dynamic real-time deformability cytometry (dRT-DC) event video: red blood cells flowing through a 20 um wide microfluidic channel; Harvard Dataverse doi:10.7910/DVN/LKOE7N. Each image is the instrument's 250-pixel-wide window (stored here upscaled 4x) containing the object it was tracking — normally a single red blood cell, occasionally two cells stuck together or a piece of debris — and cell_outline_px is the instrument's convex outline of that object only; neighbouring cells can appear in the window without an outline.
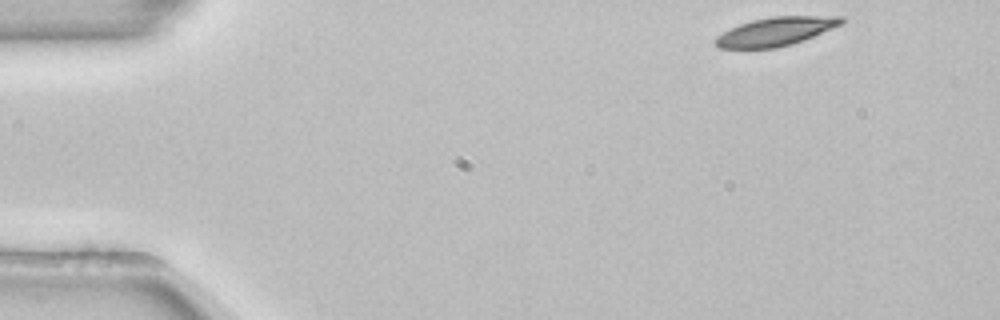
{"species": "common noctule bat (a hibernating species)", "species_latin": "Nyctalus noctula", "temperature_condition": "room temperature", "stored_images_in_passage": 49, "camera_frame_rate_fps": 3000, "um_per_image_px": 0.085, "animal": {"sex": "female", "body_mass_g": 22.7, "forearm_length_mm": 54.2}, "frame": {"image": 1, "passage_image": 1, "time_ms": 0.0, "image_size_px": [1000, 320], "cell_outline_px": [[844, 20], [840, 24], [832, 28], [804, 40], [792, 44], [776, 48], [720, 48], [712, 40], [716, 36], [740, 24], [752, 20], [772, 16], [844, 16]], "centroid_in_image_um": [65.92, 2.67], "position_along_channel_um": 19.1, "area_um2": 20.81}}
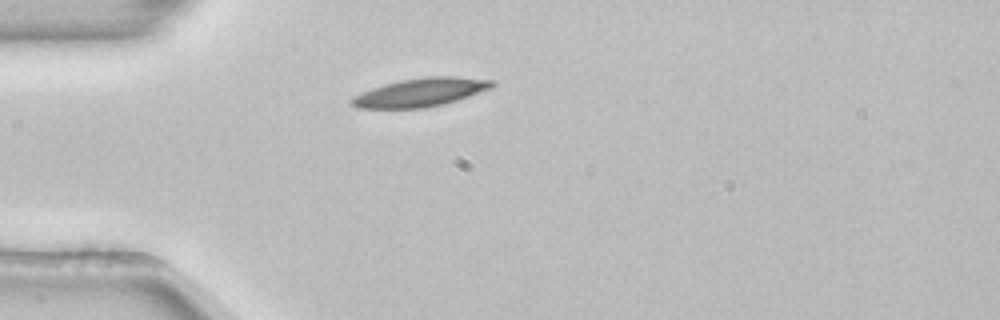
{"frame": {"image": 2, "passage_image": 10, "time_ms": 3.0, "image_size_px": [1000, 320], "cell_outline_px": [[496, 84], [492, 88], [444, 104], [424, 108], [356, 108], [348, 100], [372, 88], [384, 84], [400, 80], [424, 76], [452, 76], [496, 80]], "centroid_in_image_um": [35.79, 7.84], "position_along_channel_um": 49.2, "area_um2": 23.24}}
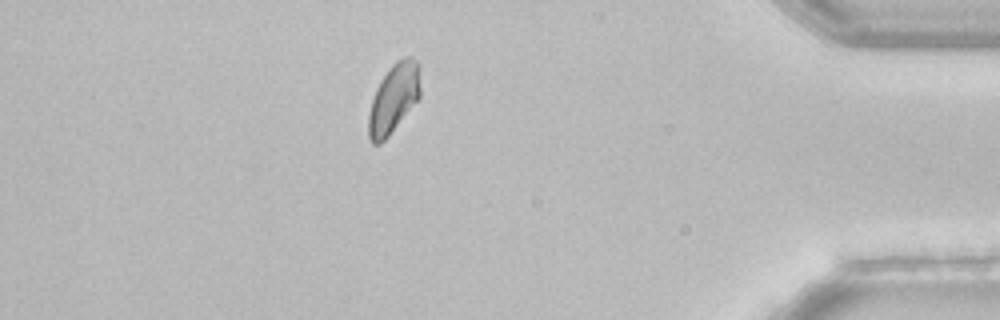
{"frame": {"image": 3, "passage_image": 42, "time_ms": 13.667, "image_size_px": [1000, 320], "cell_outline_px": [[420, 96], [388, 136], [380, 144], [372, 144], [368, 136], [368, 116], [372, 100], [376, 88], [380, 80], [392, 64], [396, 60], [404, 56], [412, 56], [420, 64]], "centroid_in_image_um": [33.46, 8.32], "position_along_channel_um": 401.7, "area_um2": 20.92}, "authors_computed_cell_mechanics": {"area_um2": 21.386, "velocity_mm_per_s": 3.8403, "shape_relaxation_time_tau1_ms": 3.7725, "shape_relaxation_time_tau2_ms": null, "deformation_change_tau1": 0.1114, "deformation_change_tau2": null}}